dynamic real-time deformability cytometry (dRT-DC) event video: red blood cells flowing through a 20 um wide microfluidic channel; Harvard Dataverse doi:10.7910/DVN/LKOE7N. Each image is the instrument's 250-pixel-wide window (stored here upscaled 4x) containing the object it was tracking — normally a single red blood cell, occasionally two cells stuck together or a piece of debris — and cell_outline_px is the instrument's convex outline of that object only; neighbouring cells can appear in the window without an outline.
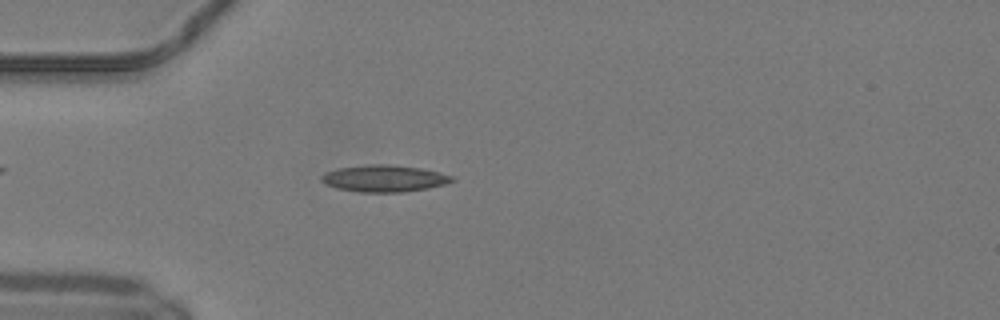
{"species": "common noctule bat (a hibernating species)", "species_latin": "Nyctalus noctula", "temperature_condition": "warm", "stored_images_in_passage": 42, "camera_frame_rate_fps": 3000, "um_per_image_px": 0.085, "animal": {"sex": "male", "body_mass_g": 19.2, "forearm_length_mm": 51.8}, "frame": {"image": 1, "passage_image": 8, "time_ms": 2.333, "image_size_px": [1000, 320], "cell_outline_px": [[456, 180], [444, 184], [428, 188], [404, 192], [360, 192], [336, 188], [324, 184], [320, 180], [320, 176], [324, 172], [336, 168], [372, 164], [392, 164], [420, 168], [452, 176]], "centroid_in_image_um": [32.59, 15.16], "position_along_channel_um": 52.4, "area_um2": 20.46}}
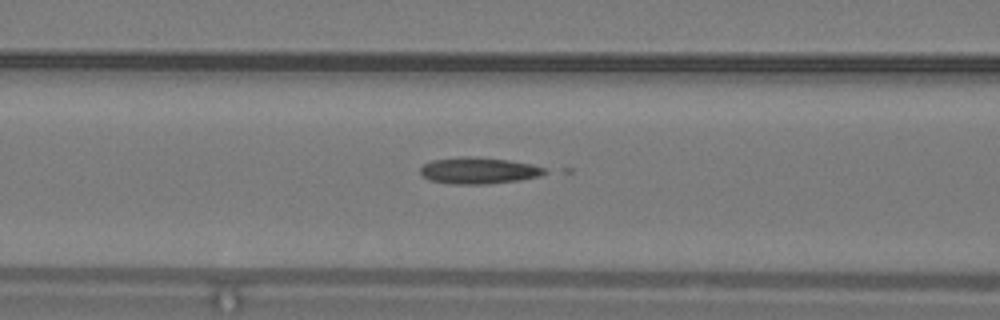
{"frame": {"image": 2, "passage_image": 14, "time_ms": 4.333, "image_size_px": [1000, 320], "cell_outline_px": [[548, 172], [540, 176], [520, 180], [484, 184], [452, 184], [428, 180], [420, 172], [420, 168], [424, 164], [432, 160], [464, 156], [476, 156], [508, 160], [532, 164], [544, 168]], "centroid_in_image_um": [40.68, 14.49], "position_along_channel_um": 125.9, "area_um2": 19.25}}
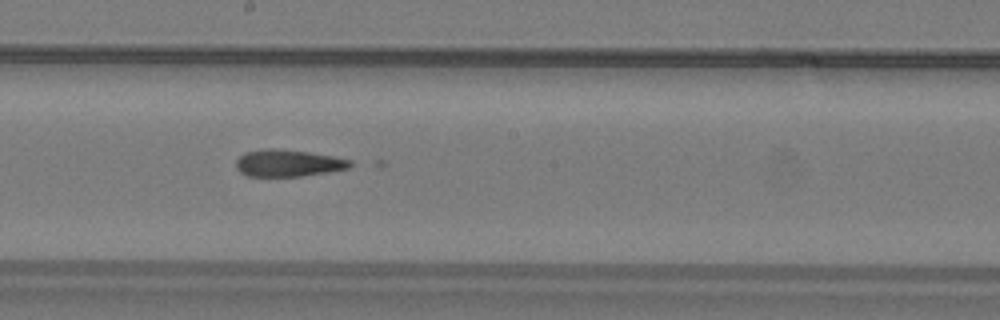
{"frame": {"image": 3, "passage_image": 21, "time_ms": 6.667, "image_size_px": [1000, 320], "cell_outline_px": [[352, 164], [348, 168], [328, 172], [300, 176], [248, 176], [240, 172], [236, 168], [236, 160], [244, 152], [264, 148], [272, 148], [308, 152], [332, 156], [352, 160]], "centroid_in_image_um": [24.46, 13.86], "position_along_channel_um": 223.7, "area_um2": 17.86}}